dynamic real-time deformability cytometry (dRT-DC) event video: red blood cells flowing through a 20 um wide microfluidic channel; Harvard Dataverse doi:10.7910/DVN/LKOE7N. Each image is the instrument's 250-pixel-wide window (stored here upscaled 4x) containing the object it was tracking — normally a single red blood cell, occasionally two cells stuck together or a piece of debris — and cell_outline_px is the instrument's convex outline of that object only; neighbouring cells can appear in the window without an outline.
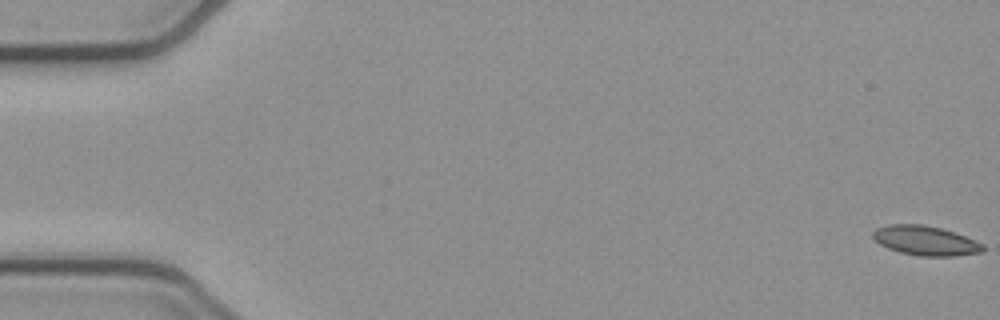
{"species": "common noctule bat (a hibernating species)", "species_latin": "Nyctalus noctula", "temperature_condition": "cold", "stored_images_in_passage": 53, "camera_frame_rate_fps": 3000, "um_per_image_px": 0.085, "animal": {"sex": "female", "body_mass_g": 21.9}, "frame": {"image": 1, "passage_image": 1, "time_ms": 0.0, "image_size_px": [1000, 320], "cell_outline_px": [[984, 252], [956, 256], [920, 256], [900, 252], [888, 248], [880, 244], [872, 236], [872, 232], [876, 228], [888, 224], [924, 224], [940, 228], [964, 236], [984, 244]], "centroid_in_image_um": [78.66, 20.45], "position_along_channel_um": 6.3, "area_um2": 18.9}}
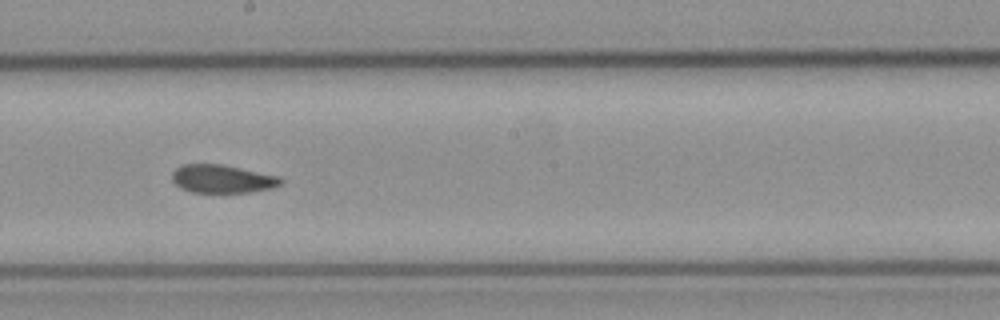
{"frame": {"image": 2, "passage_image": 30, "time_ms": 9.667, "image_size_px": [1000, 320], "cell_outline_px": [[284, 184], [272, 188], [248, 192], [192, 192], [180, 188], [172, 180], [172, 172], [176, 168], [184, 164], [224, 164], [280, 176], [284, 180]], "centroid_in_image_um": [18.93, 15.19], "position_along_channel_um": 229.3, "area_um2": 18.03}}
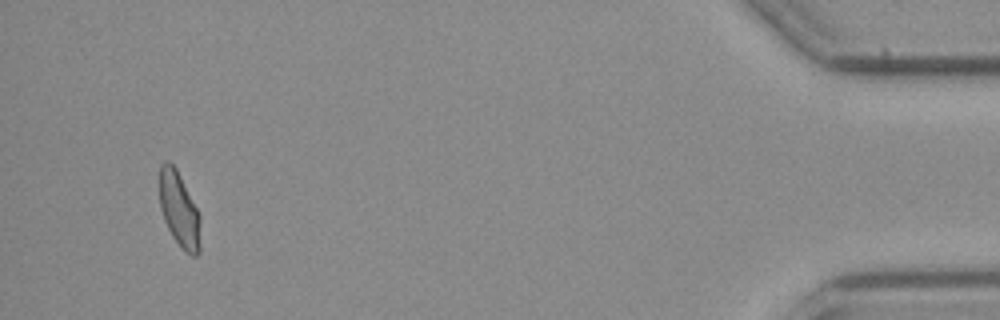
{"frame": {"image": 3, "passage_image": 51, "time_ms": 16.667, "image_size_px": [1000, 320], "cell_outline_px": [[200, 252], [196, 256], [192, 256], [184, 252], [180, 248], [172, 236], [164, 220], [160, 208], [160, 164], [164, 160], [168, 160], [176, 168], [200, 216]], "centroid_in_image_um": [15.23, 17.86], "position_along_channel_um": 420.0, "area_um2": 17.92}, "authors_computed_cell_mechanics": {"area_um2": 18.9006, "velocity_mm_per_s": 3.8836, "shape_relaxation_time_tau1_ms": null, "shape_relaxation_time_tau2_ms": 2.7899, "deformation_change_tau1": null, "deformation_change_tau2": 0.0884}}